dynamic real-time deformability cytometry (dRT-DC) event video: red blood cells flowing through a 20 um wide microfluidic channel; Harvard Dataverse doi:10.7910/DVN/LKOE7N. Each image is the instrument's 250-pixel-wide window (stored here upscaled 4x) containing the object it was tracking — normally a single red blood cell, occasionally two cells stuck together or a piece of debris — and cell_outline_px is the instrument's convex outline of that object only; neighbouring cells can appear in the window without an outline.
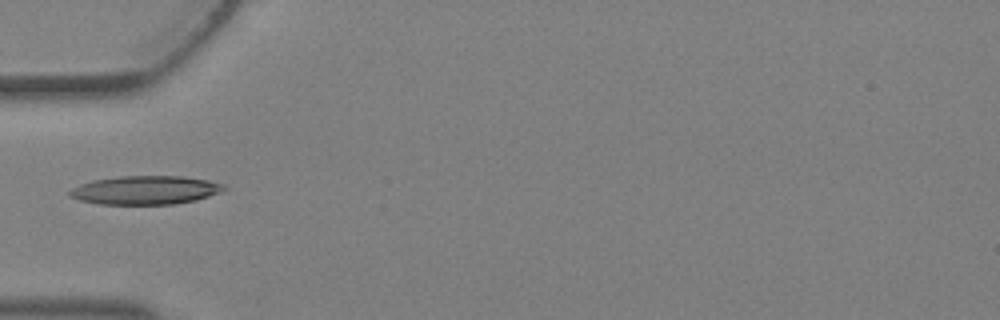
{"species": "Egyptian fruit bat (a non-hibernating species)", "species_latin": "Rousettus aegyptiacus", "temperature_condition": "warm", "stored_images_in_passage": 3, "camera_frame_rate_fps": 3000, "um_per_image_px": 0.085, "animal": {"sex": "female"}, "frame": {"image": 1, "passage_image": 3, "time_ms": 0.667, "image_size_px": [1000, 320], "cell_outline_px": [[228, 188], [220, 192], [196, 200], [176, 204], [100, 204], [80, 200], [68, 196], [68, 192], [72, 188], [80, 184], [92, 180], [120, 176], [184, 176], [208, 180], [224, 184]], "centroid_in_image_um": [12.36, 16.15], "position_along_channel_um": 72.6, "area_um2": 25.84}}